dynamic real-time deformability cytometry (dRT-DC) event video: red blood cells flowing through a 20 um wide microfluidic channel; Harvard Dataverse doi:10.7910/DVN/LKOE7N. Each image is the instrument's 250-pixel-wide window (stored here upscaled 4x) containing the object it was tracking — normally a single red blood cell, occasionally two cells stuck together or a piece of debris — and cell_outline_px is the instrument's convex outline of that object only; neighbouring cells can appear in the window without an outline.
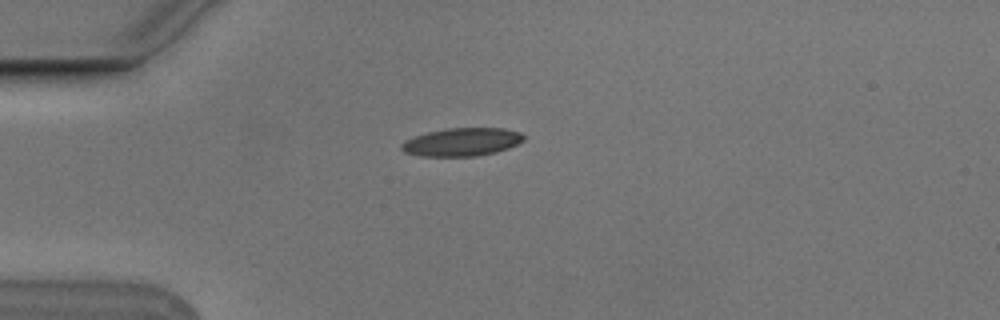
{"species": "Egyptian fruit bat (a non-hibernating species)", "species_latin": "Rousettus aegyptiacus", "temperature_condition": "cold", "stored_images_in_passage": 3, "camera_frame_rate_fps": 3000, "um_per_image_px": 0.085, "animal": {"sex": "male"}, "frame": {"image": 1, "passage_image": 1, "time_ms": 0.0, "image_size_px": [1000, 320], "cell_outline_px": [[524, 140], [508, 148], [496, 152], [476, 156], [420, 156], [404, 152], [400, 148], [400, 144], [404, 140], [428, 132], [444, 128], [504, 128], [520, 132], [524, 136]], "centroid_in_image_um": [39.24, 12.07], "position_along_channel_um": 45.8, "area_um2": 20.06}}